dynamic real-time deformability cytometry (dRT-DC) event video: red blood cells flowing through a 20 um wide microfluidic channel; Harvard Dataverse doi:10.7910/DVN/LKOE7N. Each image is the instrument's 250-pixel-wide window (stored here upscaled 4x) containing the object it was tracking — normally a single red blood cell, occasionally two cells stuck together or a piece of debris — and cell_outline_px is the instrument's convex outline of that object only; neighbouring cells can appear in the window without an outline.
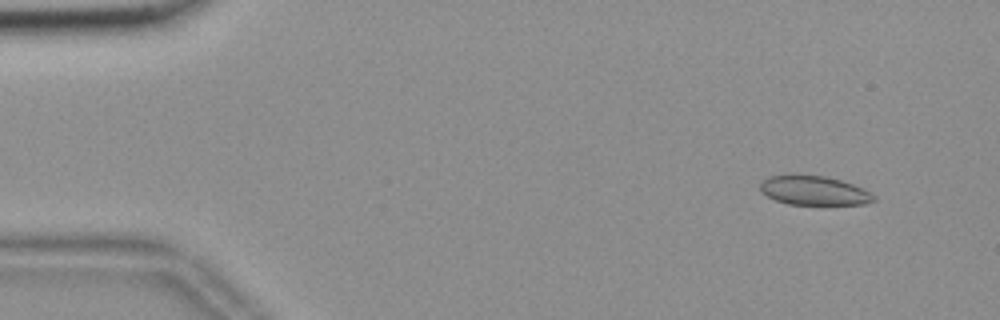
{"species": "common noctule bat (a hibernating species)", "species_latin": "Nyctalus noctula", "temperature_condition": "room temperature", "stored_images_in_passage": 55, "camera_frame_rate_fps": 3000, "um_per_image_px": 0.085, "animal": {"sex": "female", "body_mass_g": 18.4}, "frame": {"image": 1, "passage_image": 5, "time_ms": 1.333, "image_size_px": [1000, 320], "cell_outline_px": [[876, 200], [864, 204], [788, 204], [776, 200], [760, 192], [760, 184], [764, 180], [772, 176], [824, 176], [840, 180], [852, 184], [876, 196]], "centroid_in_image_um": [69.19, 16.22], "position_along_channel_um": 15.8, "area_um2": 18.73}}
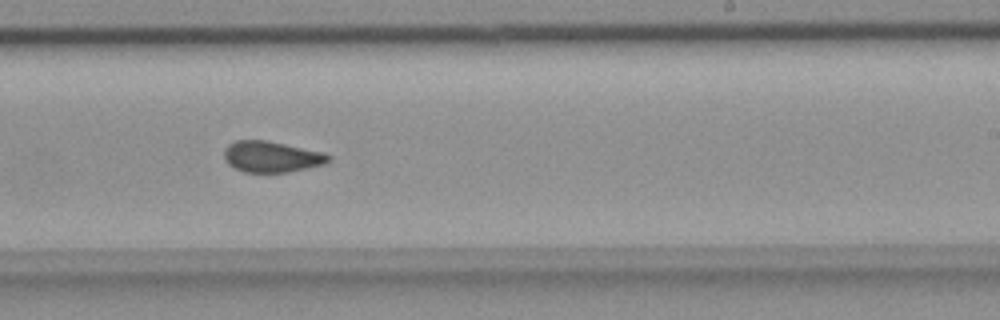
{"frame": {"image": 2, "passage_image": 34, "time_ms": 11.0, "image_size_px": [1000, 320], "cell_outline_px": [[332, 160], [324, 164], [288, 172], [244, 172], [228, 164], [224, 160], [224, 148], [228, 144], [236, 140], [268, 140], [324, 152], [332, 156]], "centroid_in_image_um": [23.09, 13.31], "position_along_channel_um": 265.9, "area_um2": 19.07}}
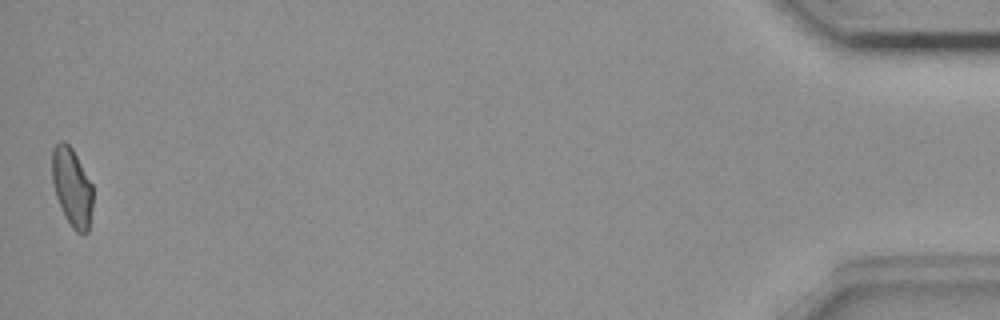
{"frame": {"image": 3, "passage_image": 55, "time_ms": 18.0, "image_size_px": [1000, 320], "cell_outline_px": [[92, 208], [88, 232], [76, 232], [72, 228], [56, 196], [52, 180], [52, 148], [60, 140], [64, 140], [72, 148], [92, 184]], "centroid_in_image_um": [6.11, 15.87], "position_along_channel_um": 429.1, "area_um2": 18.38}, "authors_computed_cell_mechanics": {"area_um2": 19.5364, "velocity_mm_per_s": 3.6775, "shape_relaxation_time_tau1_ms": null, "shape_relaxation_time_tau2_ms": 1.196, "deformation_change_tau1": null, "deformation_change_tau2": 0.0569}}